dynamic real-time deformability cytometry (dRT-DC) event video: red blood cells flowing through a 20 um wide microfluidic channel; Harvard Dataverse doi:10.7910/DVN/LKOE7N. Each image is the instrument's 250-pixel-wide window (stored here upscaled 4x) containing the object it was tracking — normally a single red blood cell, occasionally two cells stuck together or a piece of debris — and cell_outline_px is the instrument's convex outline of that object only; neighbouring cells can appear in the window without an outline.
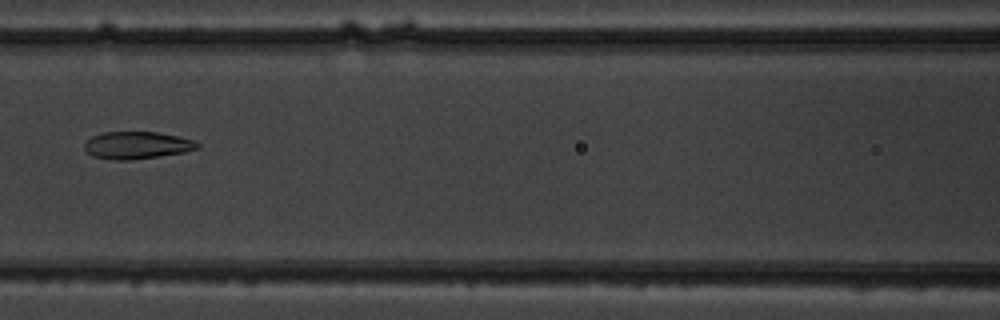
{"species": "common noctule bat (a hibernating species)", "species_latin": "Nyctalus noctula", "temperature_condition": "warm", "stored_images_in_passage": 6, "camera_frame_rate_fps": 3000, "um_per_image_px": 0.085, "animal": {"sex": "male", "body_mass_g": 19.5, "forearm_length_mm": 54.6}, "frame": {"image": 1, "passage_image": 6, "time_ms": 6.0, "image_size_px": [1000, 320], "cell_outline_px": [[200, 148], [184, 152], [160, 156], [128, 160], [116, 160], [92, 156], [84, 148], [84, 144], [92, 136], [104, 132], [156, 132], [176, 136], [192, 140], [200, 144]], "centroid_in_image_um": [11.64, 12.35], "position_along_channel_um": 155.0, "area_um2": 17.8}}